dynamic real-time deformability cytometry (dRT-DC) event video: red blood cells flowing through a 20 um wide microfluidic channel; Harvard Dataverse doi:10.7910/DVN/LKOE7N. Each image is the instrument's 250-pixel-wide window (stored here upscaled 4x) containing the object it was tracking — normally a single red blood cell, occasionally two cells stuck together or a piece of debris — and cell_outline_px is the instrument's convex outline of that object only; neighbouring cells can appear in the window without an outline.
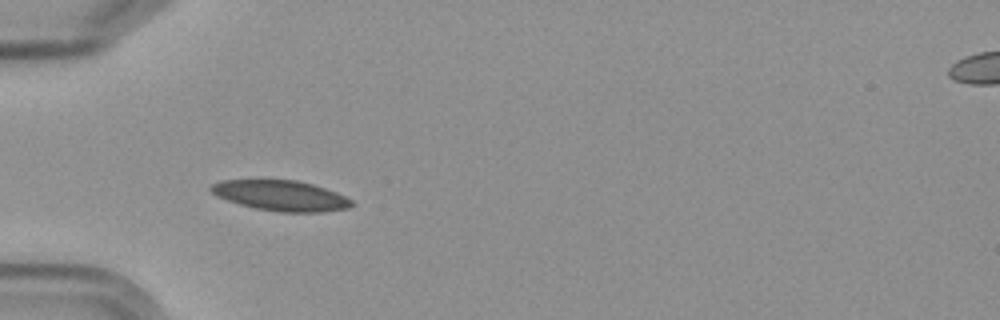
{"species": "Egyptian fruit bat (a non-hibernating species)", "species_latin": "Rousettus aegyptiacus", "temperature_condition": "cold", "stored_images_in_passage": 6, "camera_frame_rate_fps": 3000, "um_per_image_px": 0.085, "frame": {"image": 1, "passage_image": 4, "time_ms": 4.333, "image_size_px": [1000, 320], "cell_outline_px": [[352, 204], [348, 208], [324, 212], [280, 212], [256, 208], [240, 204], [216, 196], [208, 188], [212, 184], [220, 180], [296, 180], [312, 184], [336, 192], [352, 200]], "centroid_in_image_um": [23.85, 16.62], "position_along_channel_um": 61.1, "area_um2": 24.74}}
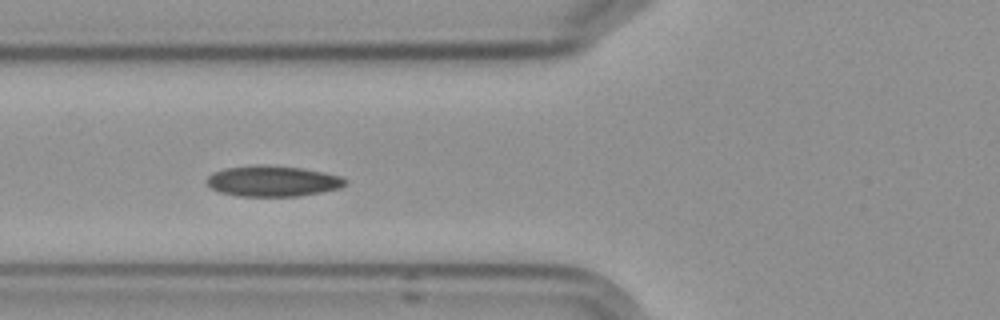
{"frame": {"image": 2, "passage_image": 5, "time_ms": 5.667, "image_size_px": [1000, 320], "cell_outline_px": [[348, 184], [340, 188], [320, 192], [296, 196], [236, 196], [220, 192], [212, 188], [208, 184], [208, 176], [212, 172], [224, 168], [256, 164], [304, 168], [324, 172], [340, 176], [348, 180]], "centroid_in_image_um": [23.2, 15.38], "position_along_channel_um": 102.6, "area_um2": 24.91}}
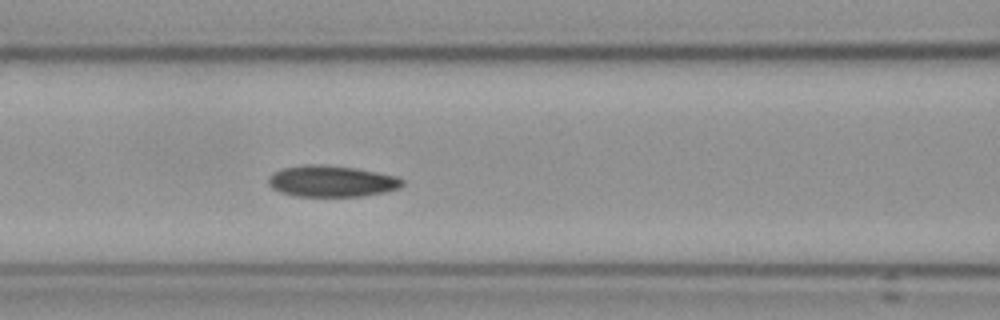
{"frame": {"image": 3, "passage_image": 6, "time_ms": 6.667, "image_size_px": [1000, 320], "cell_outline_px": [[404, 184], [400, 188], [384, 192], [360, 196], [296, 196], [280, 192], [272, 188], [268, 184], [268, 176], [272, 172], [284, 168], [304, 164], [316, 164], [356, 168], [396, 176], [404, 180]], "centroid_in_image_um": [28.16, 15.4], "position_along_channel_um": 138.4, "area_um2": 24.45}}